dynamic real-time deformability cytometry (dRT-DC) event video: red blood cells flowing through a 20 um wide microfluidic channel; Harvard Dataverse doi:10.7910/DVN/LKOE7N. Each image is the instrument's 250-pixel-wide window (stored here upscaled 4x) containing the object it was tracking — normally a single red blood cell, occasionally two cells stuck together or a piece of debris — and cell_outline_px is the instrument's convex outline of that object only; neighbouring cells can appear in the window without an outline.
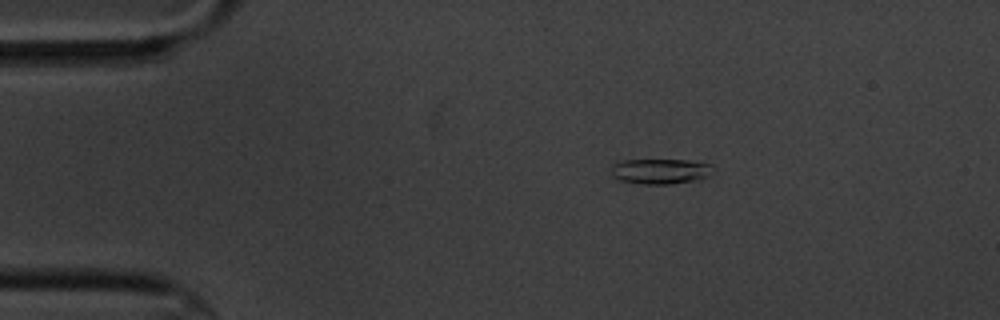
{"species": "common noctule bat (a hibernating species)", "species_latin": "Nyctalus noctula", "temperature_condition": "cold", "stored_images_in_passage": 7, "camera_frame_rate_fps": 3000, "um_per_image_px": 0.085, "animal": {"sex": "male", "body_mass_g": 20.1, "forearm_length_mm": 53.5}, "frame": {"image": 1, "passage_image": 3, "time_ms": 3.0, "image_size_px": [1000, 320], "cell_outline_px": [[716, 172], [708, 176], [692, 180], [668, 184], [644, 184], [620, 180], [612, 176], [612, 164], [624, 160], [684, 160], [708, 164], [716, 168]], "centroid_in_image_um": [56.14, 14.55], "position_along_channel_um": 28.9, "area_um2": 14.85}}
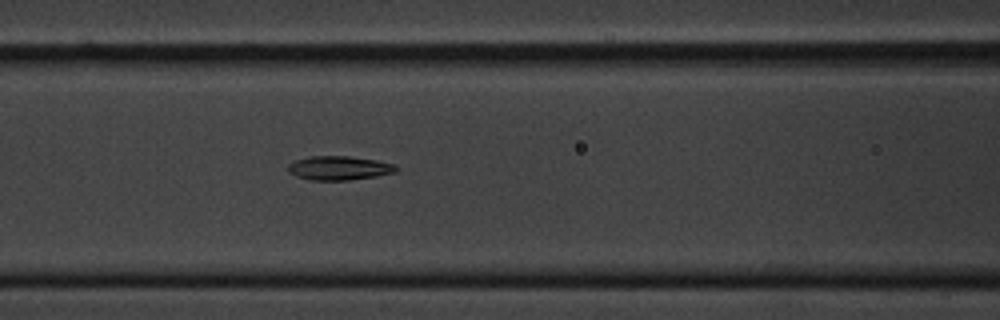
{"frame": {"image": 2, "passage_image": 7, "time_ms": 7.667, "image_size_px": [1000, 320], "cell_outline_px": [[396, 172], [376, 176], [348, 180], [308, 180], [296, 176], [288, 172], [288, 164], [296, 160], [308, 156], [348, 156], [376, 160], [396, 164]], "centroid_in_image_um": [28.8, 14.28], "position_along_channel_um": 137.8, "area_um2": 15.14}}